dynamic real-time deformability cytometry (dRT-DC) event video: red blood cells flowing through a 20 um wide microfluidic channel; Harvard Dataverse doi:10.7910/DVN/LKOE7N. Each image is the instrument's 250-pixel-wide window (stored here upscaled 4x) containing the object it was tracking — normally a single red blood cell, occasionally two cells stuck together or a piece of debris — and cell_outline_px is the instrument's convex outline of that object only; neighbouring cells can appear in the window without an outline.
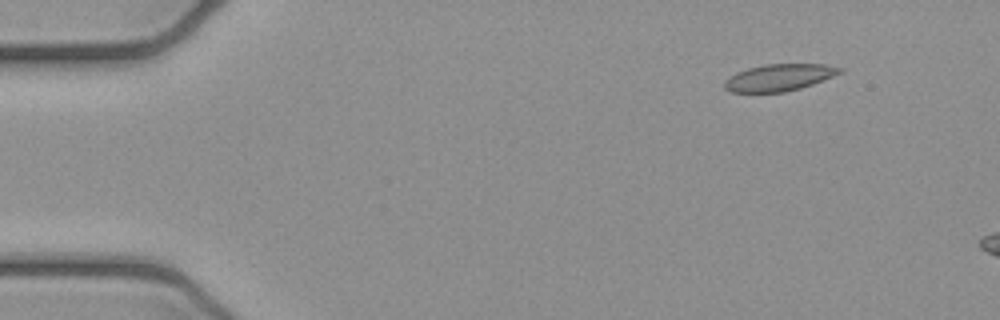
{"species": "common noctule bat (a hibernating species)", "species_latin": "Nyctalus noctula", "temperature_condition": "cold", "stored_images_in_passage": 6, "camera_frame_rate_fps": 3000, "um_per_image_px": 0.085, "animal": {"sex": "female", "body_mass_g": 21.9}, "frame": {"image": 1, "passage_image": 1, "time_ms": 0.0, "image_size_px": [1000, 320], "cell_outline_px": [[844, 72], [812, 84], [800, 88], [784, 92], [732, 92], [724, 88], [724, 80], [728, 76], [736, 72], [748, 68], [764, 64], [824, 64], [844, 68]], "centroid_in_image_um": [66.22, 6.58], "position_along_channel_um": 18.8, "area_um2": 18.15}}
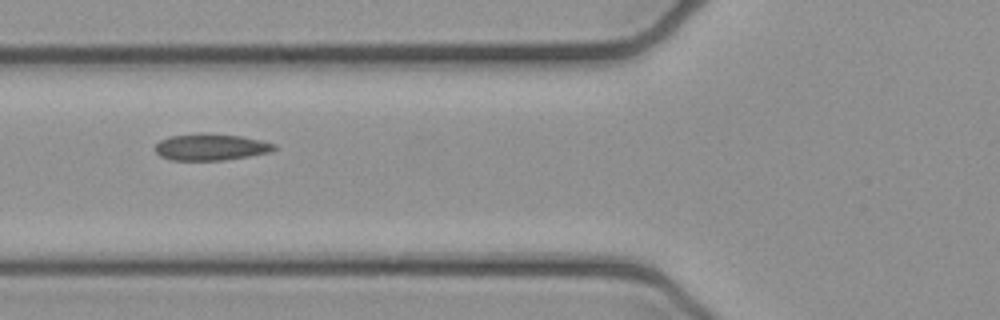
{"frame": {"image": 2, "passage_image": 5, "time_ms": 1.333, "image_size_px": [1000, 320], "cell_outline_px": [[276, 148], [272, 152], [224, 160], [168, 160], [160, 156], [156, 152], [156, 144], [160, 140], [168, 136], [196, 132], [200, 132], [240, 136], [260, 140], [276, 144]], "centroid_in_image_um": [17.89, 12.49], "position_along_channel_um": 107.9, "area_um2": 18.67}}
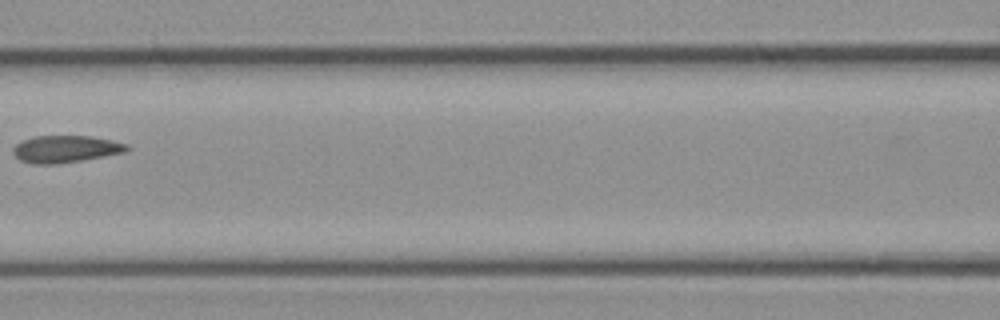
{"frame": {"image": 3, "passage_image": 6, "time_ms": 1.667, "image_size_px": [1000, 320], "cell_outline_px": [[132, 148], [128, 152], [84, 160], [56, 164], [32, 164], [20, 160], [12, 152], [12, 148], [16, 144], [24, 140], [36, 136], [92, 136], [112, 140], [128, 144]], "centroid_in_image_um": [5.64, 12.67], "position_along_channel_um": 161.0, "area_um2": 18.21}}